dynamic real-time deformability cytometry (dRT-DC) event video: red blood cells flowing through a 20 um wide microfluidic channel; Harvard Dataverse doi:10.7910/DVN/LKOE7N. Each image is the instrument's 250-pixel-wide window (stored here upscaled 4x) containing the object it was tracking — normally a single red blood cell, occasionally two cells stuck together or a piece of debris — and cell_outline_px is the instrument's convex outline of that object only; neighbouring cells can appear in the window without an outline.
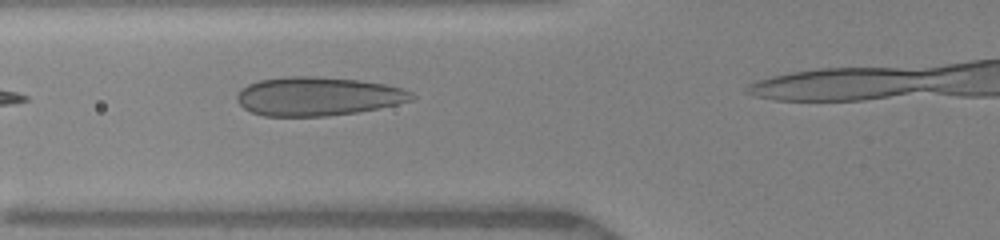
{"species": "human", "species_latin": "Homo sapiens", "temperature_condition": "warm", "stored_images_in_passage": 7, "segment_of_instrument_passage": [1, 2], "camera_frame_rate_fps": 3000, "um_per_image_px": 0.085, "donor": {"sex": "female"}, "frame": {"image": 1, "passage_image": 3, "time_ms": 1.333, "image_size_px": [1000, 240], "cell_outline_px": [[416, 96], [412, 100], [396, 104], [356, 112], [324, 116], [264, 116], [252, 112], [244, 108], [236, 100], [236, 96], [240, 88], [248, 84], [260, 80], [292, 76], [316, 76], [360, 80], [384, 84], [400, 88], [412, 92]], "centroid_in_image_um": [26.98, 8.18], "position_along_channel_um": 98.8, "area_um2": 39.3}}
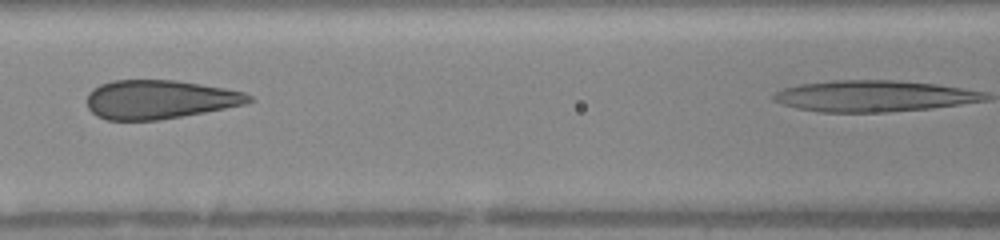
{"frame": {"image": 2, "passage_image": 5, "time_ms": 2.667, "image_size_px": [1000, 240], "cell_outline_px": [[252, 100], [244, 104], [204, 112], [156, 120], [108, 120], [96, 116], [88, 108], [88, 92], [92, 88], [100, 84], [112, 80], [176, 80], [224, 88], [244, 92], [252, 96]], "centroid_in_image_um": [13.51, 8.44], "position_along_channel_um": 153.1, "area_um2": 36.41}}